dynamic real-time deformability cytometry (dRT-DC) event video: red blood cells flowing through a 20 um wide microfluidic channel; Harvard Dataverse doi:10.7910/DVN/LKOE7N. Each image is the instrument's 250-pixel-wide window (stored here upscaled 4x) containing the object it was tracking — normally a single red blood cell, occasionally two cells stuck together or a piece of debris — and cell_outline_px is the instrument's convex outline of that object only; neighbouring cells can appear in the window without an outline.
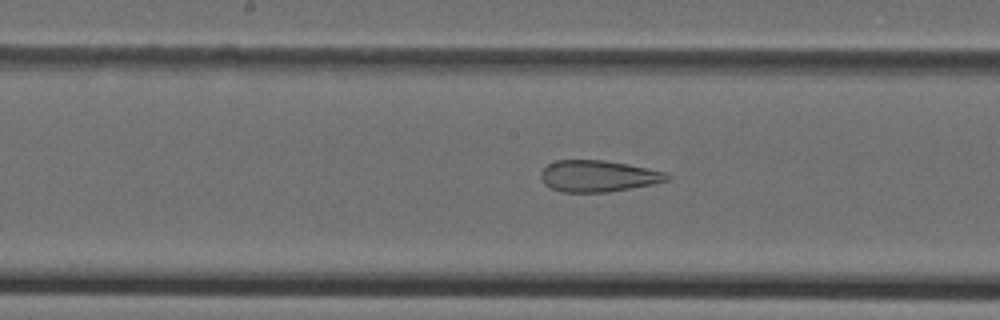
{"species": "Egyptian fruit bat (a non-hibernating species)", "species_latin": "Rousettus aegyptiacus", "temperature_condition": "cold", "stored_images_in_passage": 43, "camera_frame_rate_fps": 3000, "um_per_image_px": 0.085, "animal": {"sex": "female"}, "frame": {"image": 1, "passage_image": 20, "time_ms": 6.333, "image_size_px": [1000, 320], "cell_outline_px": [[672, 176], [668, 180], [652, 184], [608, 192], [560, 192], [544, 184], [540, 176], [540, 172], [548, 164], [556, 160], [604, 160], [628, 164], [668, 172]], "centroid_in_image_um": [50.85, 14.96], "position_along_channel_um": 197.4, "area_um2": 23.24}}
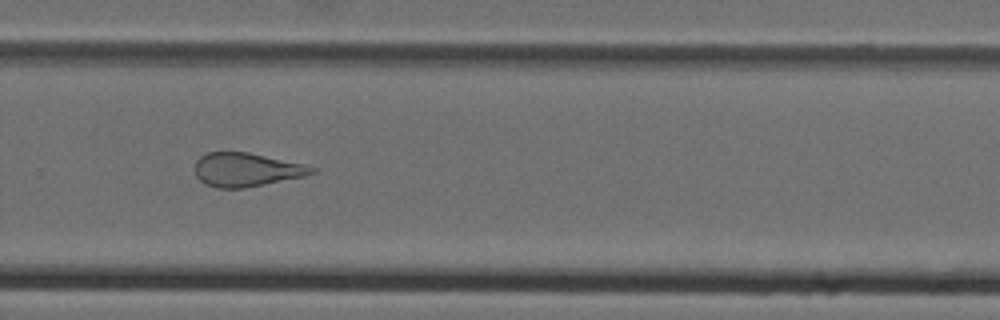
{"frame": {"image": 2, "passage_image": 28, "time_ms": 9.0, "image_size_px": [1000, 320], "cell_outline_px": [[320, 168], [316, 172], [308, 176], [244, 188], [216, 188], [204, 184], [196, 176], [196, 160], [200, 156], [208, 152], [248, 152], [304, 164]], "centroid_in_image_um": [20.99, 14.43], "position_along_channel_um": 308.8, "area_um2": 23.18}}
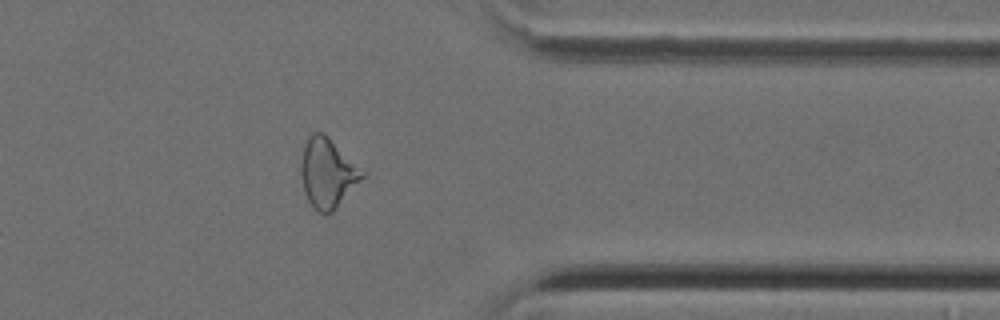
{"frame": {"image": 3, "passage_image": 34, "time_ms": 11.0, "image_size_px": [1000, 320], "cell_outline_px": [[368, 176], [332, 212], [320, 212], [312, 208], [304, 192], [300, 172], [300, 164], [304, 144], [308, 136], [312, 132], [324, 132], [368, 172]], "centroid_in_image_um": [27.9, 14.68], "position_along_channel_um": 383.5, "area_um2": 25.66}}